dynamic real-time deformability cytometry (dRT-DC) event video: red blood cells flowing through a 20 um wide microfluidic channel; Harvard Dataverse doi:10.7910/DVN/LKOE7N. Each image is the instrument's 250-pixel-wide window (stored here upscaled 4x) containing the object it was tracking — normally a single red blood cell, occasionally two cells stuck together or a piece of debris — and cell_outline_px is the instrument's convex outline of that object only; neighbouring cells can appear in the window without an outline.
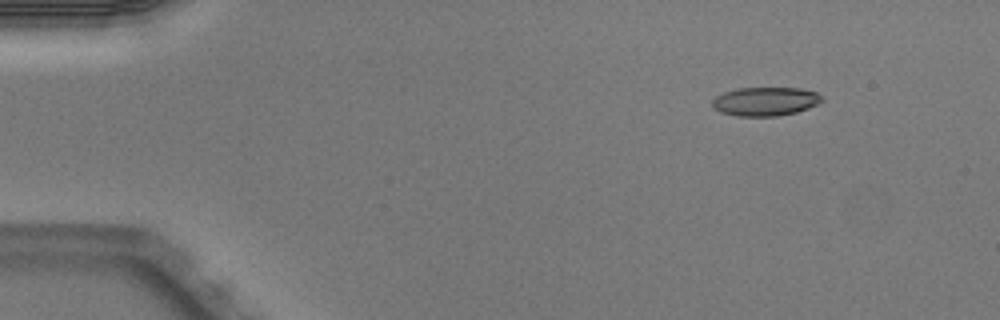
{"species": "Egyptian fruit bat (a non-hibernating species)", "species_latin": "Rousettus aegyptiacus", "temperature_condition": "warm", "stored_images_in_passage": 4, "camera_frame_rate_fps": 3000, "um_per_image_px": 0.085, "animal": {"sex": "male"}, "frame": {"image": 1, "passage_image": 2, "time_ms": 0.333, "image_size_px": [1000, 320], "cell_outline_px": [[824, 100], [820, 104], [796, 112], [776, 116], [736, 116], [720, 112], [712, 108], [712, 100], [716, 96], [724, 92], [736, 88], [800, 88], [816, 92], [824, 96]], "centroid_in_image_um": [65.07, 8.62], "position_along_channel_um": 19.9, "area_um2": 18.61}}